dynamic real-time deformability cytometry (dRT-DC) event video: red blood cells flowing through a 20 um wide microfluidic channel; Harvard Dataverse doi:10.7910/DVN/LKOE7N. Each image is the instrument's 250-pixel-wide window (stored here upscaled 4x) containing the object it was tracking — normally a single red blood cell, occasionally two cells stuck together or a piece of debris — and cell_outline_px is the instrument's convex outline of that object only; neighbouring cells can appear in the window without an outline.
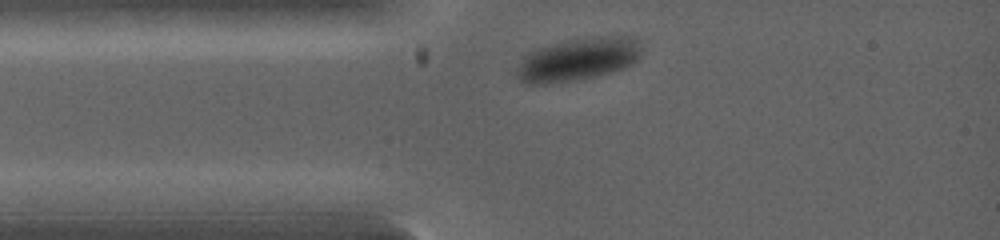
{"species": "common noctule bat (a hibernating species)", "species_latin": "Nyctalus noctula", "temperature_condition": "warm", "stored_images_in_passage": 3, "camera_frame_rate_fps": 5000, "um_per_image_px": 0.085, "animal": {"sex": "female", "body_mass_g": 19.0, "forearm_length_mm": 53.3}, "frame": {"image": 1, "passage_image": 1, "time_ms": 0.0, "image_size_px": [1000, 240], "cell_outline_px": [[640, 56], [636, 60], [612, 72], [580, 80], [544, 84], [528, 84], [520, 76], [520, 72], [524, 60], [532, 52], [540, 48], [564, 40], [592, 36], [632, 36]], "centroid_in_image_um": [49.18, 5.03], "position_along_channel_um": 35.8, "area_um2": 29.94}}
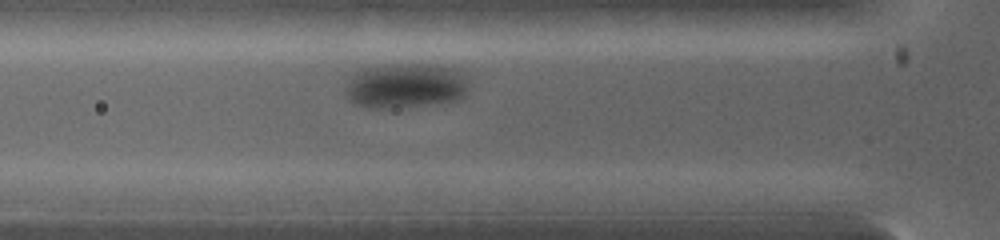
{"frame": {"image": 2, "passage_image": 3, "time_ms": 1.2, "image_size_px": [1000, 240], "cell_outline_px": [[464, 96], [456, 100], [400, 108], [368, 108], [356, 104], [348, 100], [348, 88], [356, 72], [360, 68], [392, 64], [452, 64], [460, 72], [464, 80]], "centroid_in_image_um": [34.48, 7.27], "position_along_channel_um": 91.3, "area_um2": 32.02}}